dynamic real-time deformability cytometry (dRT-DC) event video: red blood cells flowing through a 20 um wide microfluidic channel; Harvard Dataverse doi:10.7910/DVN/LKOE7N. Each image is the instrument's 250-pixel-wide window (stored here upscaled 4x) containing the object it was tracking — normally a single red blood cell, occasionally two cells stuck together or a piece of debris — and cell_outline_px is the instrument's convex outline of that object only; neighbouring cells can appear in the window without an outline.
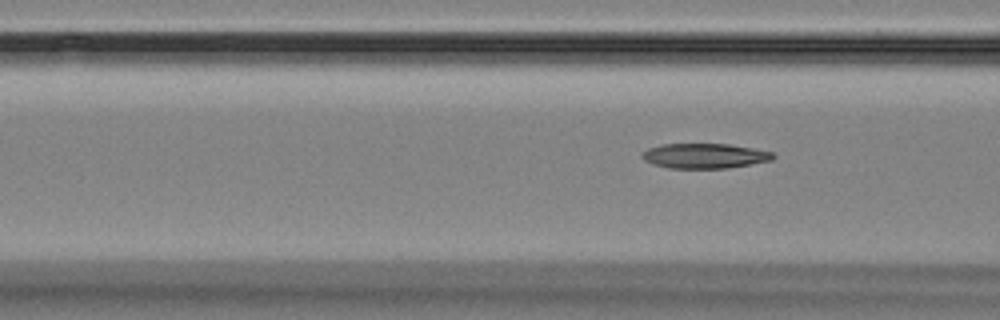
{"species": "Egyptian fruit bat (a non-hibernating species)", "species_latin": "Rousettus aegyptiacus", "temperature_condition": "room temperature", "stored_images_in_passage": 6, "segment_of_instrument_passage": [2, 2], "camera_frame_rate_fps": 3000, "um_per_image_px": 0.085, "animal": {"sex": "female"}, "frame": {"image": 1, "passage_image": 6, "time_ms": 10.0, "image_size_px": [1000, 320], "cell_outline_px": [[776, 156], [772, 160], [728, 168], [668, 168], [652, 164], [644, 160], [640, 156], [648, 148], [660, 144], [728, 144], [752, 148], [772, 152]], "centroid_in_image_um": [59.87, 13.25], "position_along_channel_um": 106.7, "area_um2": 19.02}}